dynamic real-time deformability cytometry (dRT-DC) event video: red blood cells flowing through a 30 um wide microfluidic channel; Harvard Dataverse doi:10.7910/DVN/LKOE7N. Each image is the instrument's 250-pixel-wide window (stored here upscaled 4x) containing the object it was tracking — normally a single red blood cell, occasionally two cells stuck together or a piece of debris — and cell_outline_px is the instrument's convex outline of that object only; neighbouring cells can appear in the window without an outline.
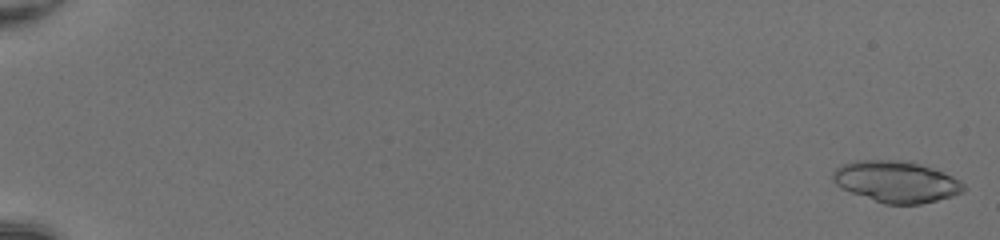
{"species": "common noctule bat (a hibernating species)", "species_latin": "Nyctalus noctula", "temperature_condition": "room temperature", "stored_images_in_passage": 51, "camera_frame_rate_fps": 3000, "um_per_image_px": 0.085, "animal": {"sex": "female", "body_mass_g": 20.0, "forearm_length_mm": 54.0}, "frame": {"image": 1, "passage_image": 1, "time_ms": 0.0, "image_size_px": [1000, 240], "cell_outline_px": [[968, 188], [964, 192], [952, 196], [920, 204], [884, 204], [840, 188], [832, 180], [832, 172], [840, 164], [856, 160], [908, 160], [932, 168], [952, 176], [960, 180]], "centroid_in_image_um": [76.17, 15.43], "position_along_channel_um": 8.8, "area_um2": 31.79}}
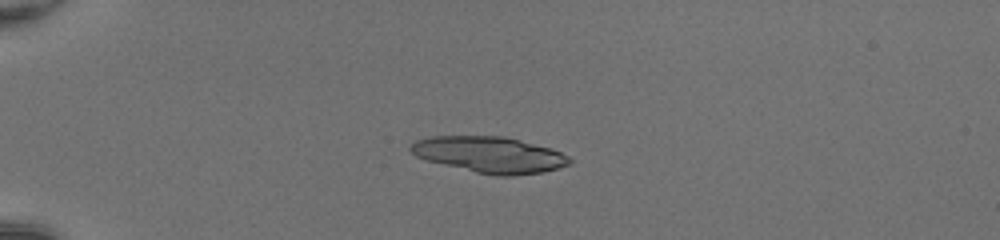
{"frame": {"image": 2, "passage_image": 15, "time_ms": 4.667, "image_size_px": [1000, 240], "cell_outline_px": [[572, 160], [568, 164], [544, 172], [512, 176], [496, 176], [476, 172], [428, 160], [416, 156], [408, 148], [416, 140], [432, 136], [504, 136], [552, 148], [568, 156]], "centroid_in_image_um": [41.63, 13.14], "position_along_channel_um": 43.4, "area_um2": 33.18}}